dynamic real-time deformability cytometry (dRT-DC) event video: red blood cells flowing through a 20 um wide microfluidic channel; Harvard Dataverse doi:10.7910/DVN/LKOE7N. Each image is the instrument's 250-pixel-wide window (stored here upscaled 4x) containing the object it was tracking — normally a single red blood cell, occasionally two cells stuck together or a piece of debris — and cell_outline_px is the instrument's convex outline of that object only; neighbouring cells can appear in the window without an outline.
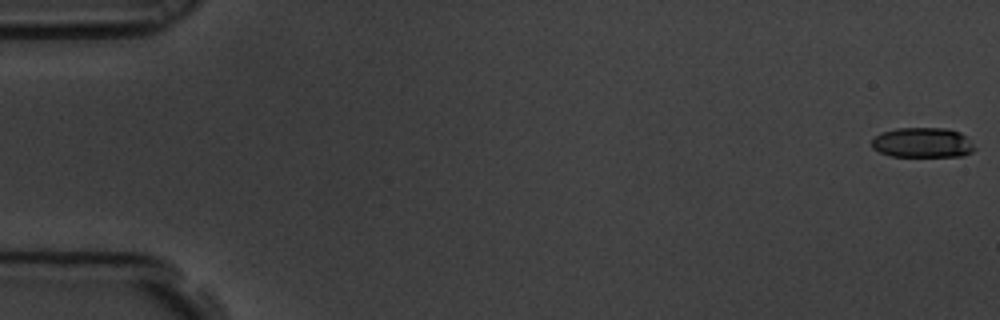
{"species": "common noctule bat (a hibernating species)", "species_latin": "Nyctalus noctula", "temperature_condition": "room temperature", "stored_images_in_passage": 13, "camera_frame_rate_fps": 3000, "um_per_image_px": 0.085, "animal": {"sex": "male", "body_mass_g": 19.5, "forearm_length_mm": 54.6}, "frame": {"image": 1, "passage_image": 1, "time_ms": 0.0, "image_size_px": [1000, 320], "cell_outline_px": [[976, 148], [972, 152], [964, 156], [892, 156], [880, 152], [872, 148], [872, 140], [876, 136], [884, 132], [896, 128], [948, 128], [960, 132]], "centroid_in_image_um": [78.43, 12.12], "position_along_channel_um": 6.6, "area_um2": 17.86}}